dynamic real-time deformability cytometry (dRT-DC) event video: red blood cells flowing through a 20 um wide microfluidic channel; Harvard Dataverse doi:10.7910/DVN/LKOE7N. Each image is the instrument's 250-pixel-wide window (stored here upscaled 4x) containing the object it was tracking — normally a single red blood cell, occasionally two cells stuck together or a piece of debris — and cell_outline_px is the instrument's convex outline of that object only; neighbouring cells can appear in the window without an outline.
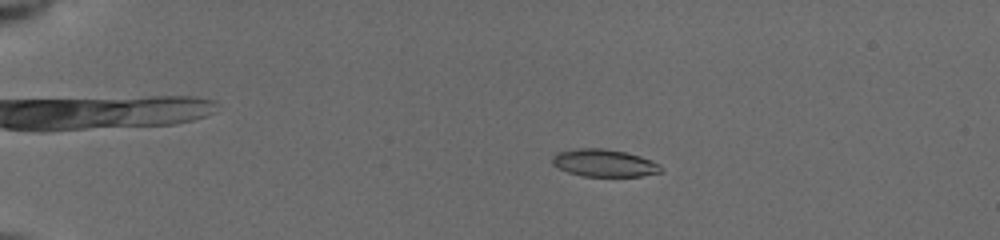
{"species": "common noctule bat (a hibernating species)", "species_latin": "Nyctalus noctula", "temperature_condition": "cold", "stored_images_in_passage": 27, "camera_frame_rate_fps": 3000, "um_per_image_px": 0.085, "animal": {"sex": "female", "body_mass_g": 19.5, "forearm_length_mm": 54.1}, "frame": {"image": 1, "passage_image": 17, "time_ms": 3.667, "image_size_px": [1000, 240], "cell_outline_px": [[664, 168], [660, 172], [640, 176], [580, 176], [568, 172], [552, 164], [552, 156], [556, 152], [576, 148], [604, 148], [624, 152], [640, 156], [652, 160], [660, 164]], "centroid_in_image_um": [51.35, 13.85], "position_along_channel_um": 33.7, "area_um2": 17.46}}